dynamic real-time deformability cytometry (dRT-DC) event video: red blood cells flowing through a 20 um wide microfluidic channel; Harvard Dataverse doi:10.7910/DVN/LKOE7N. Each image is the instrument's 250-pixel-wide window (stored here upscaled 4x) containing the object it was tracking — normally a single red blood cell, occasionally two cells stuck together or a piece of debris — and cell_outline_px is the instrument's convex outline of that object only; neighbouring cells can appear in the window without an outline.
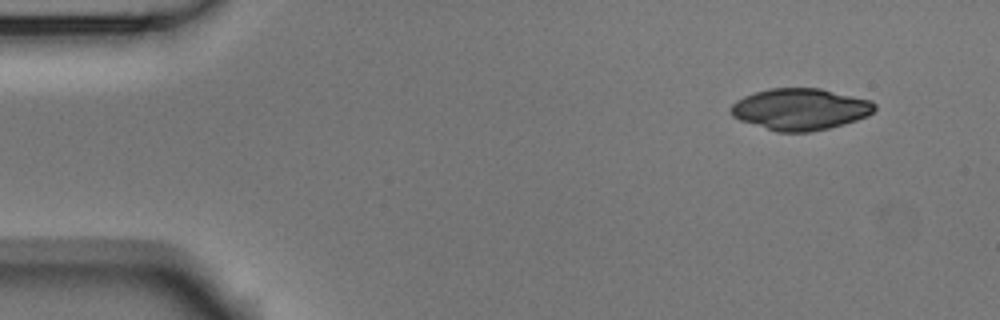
{"species": "Egyptian fruit bat (a non-hibernating species)", "species_latin": "Rousettus aegyptiacus", "temperature_condition": "room temperature", "stored_images_in_passage": 3, "camera_frame_rate_fps": 3000, "um_per_image_px": 0.085, "animal": {"sex": "male"}, "frame": {"image": 1, "passage_image": 1, "time_ms": 0.0, "image_size_px": [1000, 320], "cell_outline_px": [[876, 108], [868, 116], [844, 124], [828, 128], [808, 132], [776, 132], [740, 120], [732, 116], [728, 108], [736, 100], [744, 96], [768, 88], [820, 88], [872, 100], [876, 104]], "centroid_in_image_um": [68.01, 9.28], "position_along_channel_um": 17.0, "area_um2": 35.03}}